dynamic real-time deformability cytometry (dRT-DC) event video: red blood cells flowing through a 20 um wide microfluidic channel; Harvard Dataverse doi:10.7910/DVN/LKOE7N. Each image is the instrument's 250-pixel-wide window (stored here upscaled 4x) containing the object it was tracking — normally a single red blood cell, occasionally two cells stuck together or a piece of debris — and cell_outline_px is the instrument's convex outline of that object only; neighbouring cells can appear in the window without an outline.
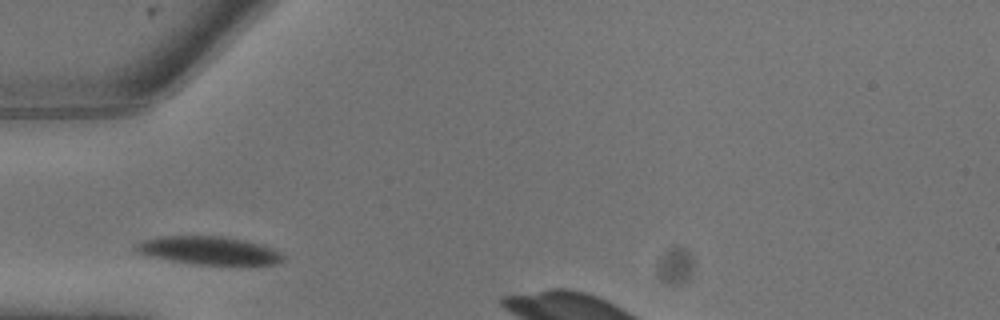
{"species": "common noctule bat (a hibernating species)", "species_latin": "Nyctalus noctula", "temperature_condition": "warm", "stored_images_in_passage": 3, "camera_frame_rate_fps": 3000, "um_per_image_px": 0.085, "animal": {"sex": "male", "body_mass_g": 13.3}, "frame": {"image": 1, "passage_image": 1, "time_ms": 0.0, "image_size_px": [1000, 320], "cell_outline_px": [[284, 260], [276, 264], [196, 264], [148, 256], [136, 252], [132, 248], [136, 244], [144, 240], [160, 236], [220, 236], [244, 240], [272, 248], [280, 252], [284, 256]], "centroid_in_image_um": [17.72, 21.28], "position_along_channel_um": 67.3, "area_um2": 23.81}}